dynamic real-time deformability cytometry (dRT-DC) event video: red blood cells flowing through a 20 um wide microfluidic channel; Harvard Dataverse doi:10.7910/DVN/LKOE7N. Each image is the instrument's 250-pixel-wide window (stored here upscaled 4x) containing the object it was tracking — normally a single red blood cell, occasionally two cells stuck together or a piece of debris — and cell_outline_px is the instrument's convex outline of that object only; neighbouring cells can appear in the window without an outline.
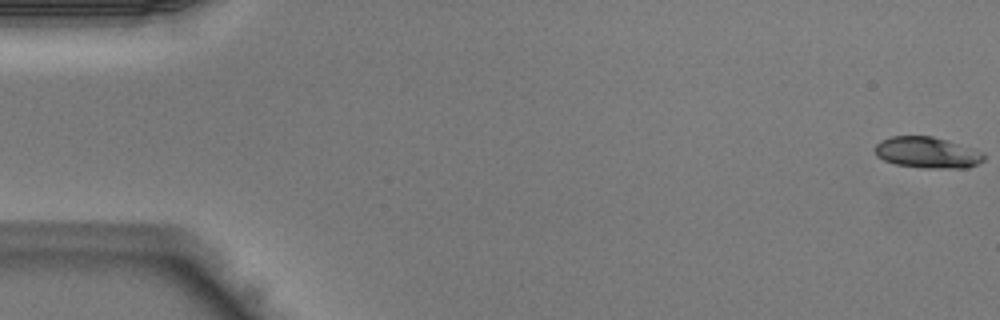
{"species": "Egyptian fruit bat (a non-hibernating species)", "species_latin": "Rousettus aegyptiacus", "temperature_condition": "warm", "stored_images_in_passage": 13, "camera_frame_rate_fps": 3000, "um_per_image_px": 0.085, "animal": {"sex": "male"}, "frame": {"image": 1, "passage_image": 1, "time_ms": 0.0, "image_size_px": [1000, 320], "cell_outline_px": [[984, 160], [968, 168], [924, 168], [896, 164], [884, 160], [876, 156], [876, 144], [880, 140], [892, 136], [932, 136], [984, 152]], "centroid_in_image_um": [78.81, 12.97], "position_along_channel_um": 6.2, "area_um2": 19.65}}
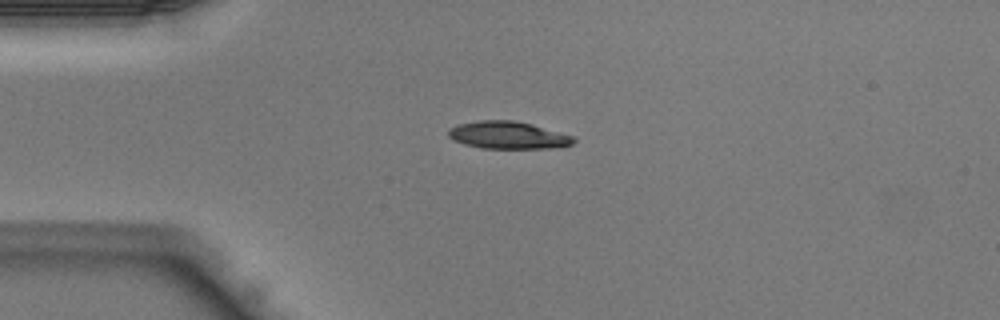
{"frame": {"image": 2, "passage_image": 11, "time_ms": 3.333, "image_size_px": [1000, 320], "cell_outline_px": [[576, 140], [572, 144], [560, 148], [480, 148], [464, 144], [452, 140], [448, 136], [448, 132], [452, 128], [460, 124], [480, 120], [512, 120], [532, 124], [572, 136]], "centroid_in_image_um": [43.19, 11.5], "position_along_channel_um": 41.8, "area_um2": 19.88}}